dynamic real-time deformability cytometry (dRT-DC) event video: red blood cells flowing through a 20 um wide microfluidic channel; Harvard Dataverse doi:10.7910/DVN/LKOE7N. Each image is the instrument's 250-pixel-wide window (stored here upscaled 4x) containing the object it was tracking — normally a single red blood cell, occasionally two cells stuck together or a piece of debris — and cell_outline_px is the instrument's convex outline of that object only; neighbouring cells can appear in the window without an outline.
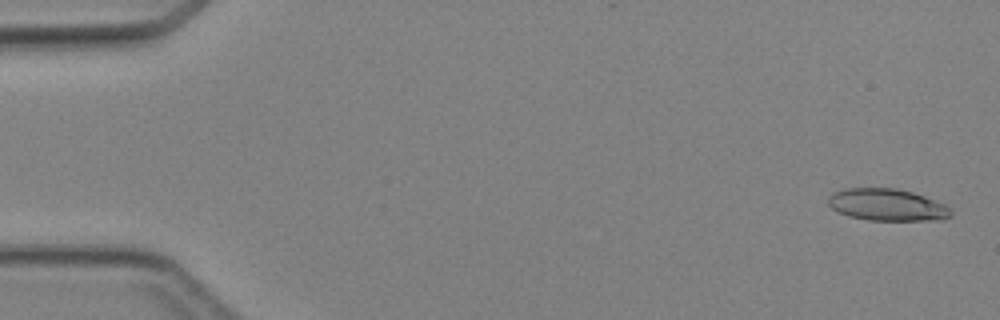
{"species": "Egyptian fruit bat (a non-hibernating species)", "species_latin": "Rousettus aegyptiacus", "temperature_condition": "cold", "stored_images_in_passage": 6, "camera_frame_rate_fps": 3000, "um_per_image_px": 0.085, "animal": {"sex": "female"}, "frame": {"image": 1, "passage_image": 1, "time_ms": 0.0, "image_size_px": [1000, 320], "cell_outline_px": [[952, 212], [944, 220], [868, 220], [848, 216], [832, 208], [828, 204], [828, 196], [832, 192], [844, 188], [896, 188], [912, 192], [924, 196], [944, 204]], "centroid_in_image_um": [75.37, 17.4], "position_along_channel_um": 9.6, "area_um2": 22.83}}
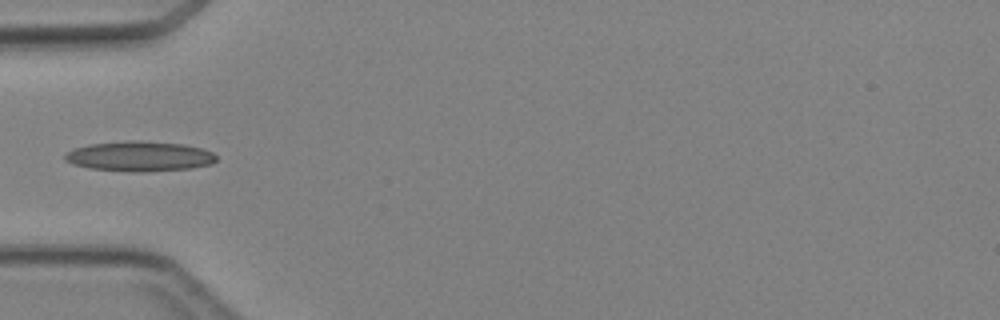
{"frame": {"image": 2, "passage_image": 5, "time_ms": 4.667, "image_size_px": [1000, 320], "cell_outline_px": [[216, 160], [212, 164], [192, 168], [144, 172], [132, 172], [88, 168], [72, 164], [64, 160], [64, 152], [72, 148], [88, 144], [128, 140], [140, 140], [184, 144], [200, 148], [212, 152], [216, 156]], "centroid_in_image_um": [11.81, 13.28], "position_along_channel_um": 73.2, "area_um2": 26.93}}
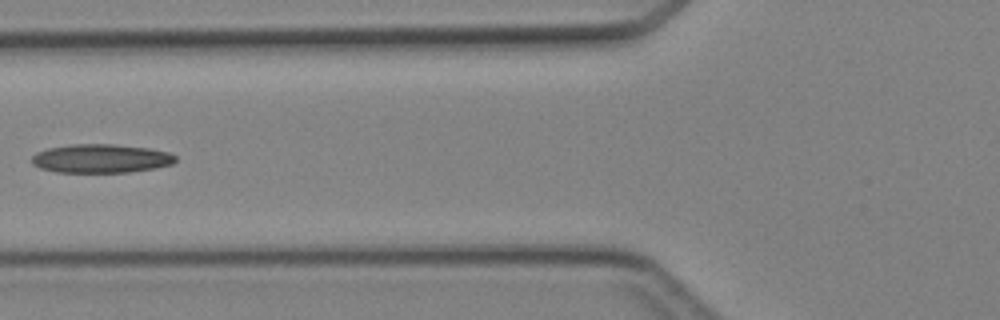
{"frame": {"image": 3, "passage_image": 6, "time_ms": 5.667, "image_size_px": [1000, 320], "cell_outline_px": [[176, 160], [172, 164], [156, 168], [128, 172], [56, 172], [40, 168], [32, 164], [28, 160], [36, 152], [48, 148], [72, 144], [112, 144], [148, 148], [168, 152], [176, 156]], "centroid_in_image_um": [8.54, 13.47], "position_along_channel_um": 117.3, "area_um2": 24.16}}